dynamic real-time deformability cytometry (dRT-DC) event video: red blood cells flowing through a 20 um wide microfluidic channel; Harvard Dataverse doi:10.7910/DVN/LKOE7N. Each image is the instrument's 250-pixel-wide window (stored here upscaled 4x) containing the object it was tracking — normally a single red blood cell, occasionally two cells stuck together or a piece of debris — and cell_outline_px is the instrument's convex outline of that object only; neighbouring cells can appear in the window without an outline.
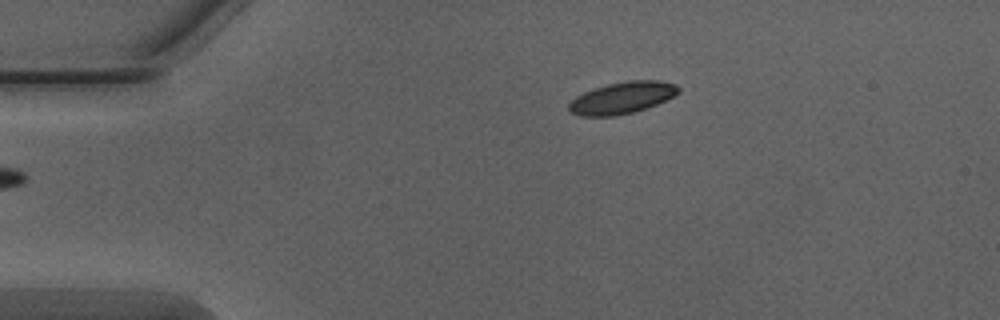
{"species": "Egyptian fruit bat (a non-hibernating species)", "species_latin": "Rousettus aegyptiacus", "temperature_condition": "warm", "stored_images_in_passage": 44, "camera_frame_rate_fps": 3000, "um_per_image_px": 0.085, "animal": {"sex": "male"}, "frame": {"image": 1, "passage_image": 3, "time_ms": 0.667, "image_size_px": [1000, 320], "cell_outline_px": [[680, 92], [656, 104], [632, 112], [612, 116], [580, 116], [572, 112], [568, 108], [568, 104], [576, 96], [592, 88], [608, 84], [628, 80], [660, 80], [676, 84], [680, 88]], "centroid_in_image_um": [52.87, 8.29], "position_along_channel_um": 32.1, "area_um2": 20.11}}
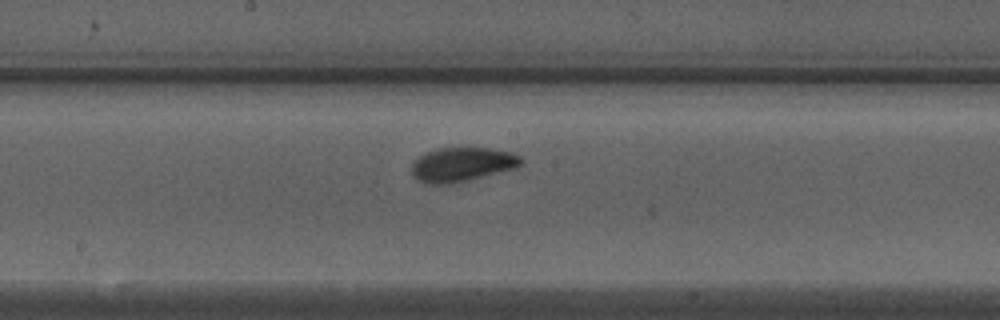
{"frame": {"image": 2, "passage_image": 20, "time_ms": 6.333, "image_size_px": [1000, 320], "cell_outline_px": [[524, 160], [516, 168], [468, 180], [448, 184], [428, 184], [416, 180], [412, 176], [412, 160], [436, 148], [488, 148], [512, 152], [520, 156]], "centroid_in_image_um": [39.25, 13.98], "position_along_channel_um": 208.9, "area_um2": 21.85}}
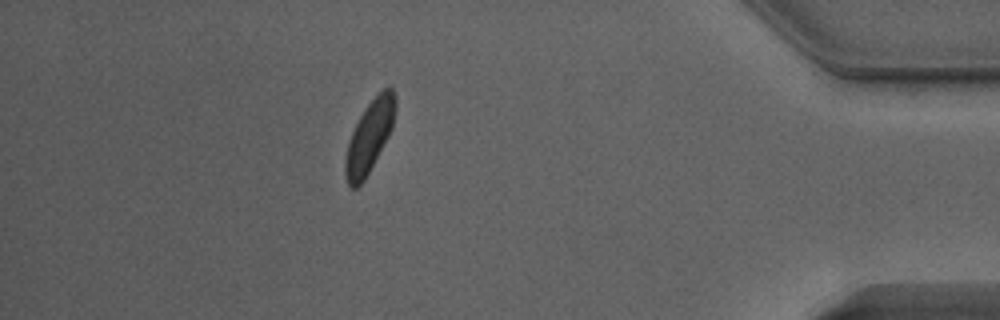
{"frame": {"image": 3, "passage_image": 38, "time_ms": 12.333, "image_size_px": [1000, 320], "cell_outline_px": [[396, 108], [392, 128], [388, 136], [364, 180], [356, 188], [352, 188], [348, 184], [344, 172], [344, 160], [348, 144], [352, 132], [364, 108], [388, 84], [392, 88], [396, 96]], "centroid_in_image_um": [31.41, 11.58], "position_along_channel_um": 403.8, "area_um2": 20.63}, "authors_computed_cell_mechanics": {"area_um2": 20.6346, "velocity_mm_per_s": 4.0392, "shape_relaxation_time_tau1_ms": 2.0412, "shape_relaxation_time_tau2_ms": 2.3036, "deformation_change_tau1": 0.1063, "deformation_change_tau2": 0.0656}}